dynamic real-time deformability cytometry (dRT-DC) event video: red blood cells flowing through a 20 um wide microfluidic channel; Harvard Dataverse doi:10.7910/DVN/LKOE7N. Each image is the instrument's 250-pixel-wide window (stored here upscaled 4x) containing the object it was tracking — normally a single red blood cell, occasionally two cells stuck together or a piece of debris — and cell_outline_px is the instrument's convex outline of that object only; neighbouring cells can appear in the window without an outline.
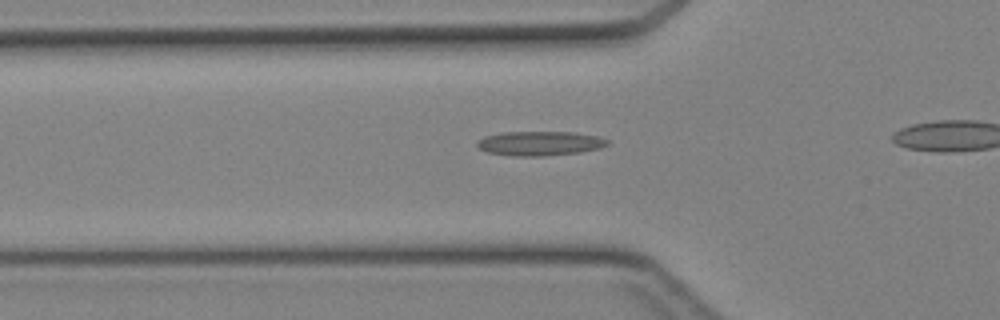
{"species": "Egyptian fruit bat (a non-hibernating species)", "species_latin": "Rousettus aegyptiacus", "temperature_condition": "cold", "stored_images_in_passage": 33, "camera_frame_rate_fps": 3000, "um_per_image_px": 0.085, "animal": {"sex": "female"}, "frame": {"image": 1, "passage_image": 12, "time_ms": 3.667, "image_size_px": [1000, 320], "cell_outline_px": [[608, 144], [600, 148], [580, 152], [544, 156], [512, 156], [488, 152], [480, 148], [476, 144], [476, 140], [484, 136], [500, 132], [576, 132], [600, 136], [608, 140]], "centroid_in_image_um": [45.88, 12.18], "position_along_channel_um": 79.9, "area_um2": 18.67}}
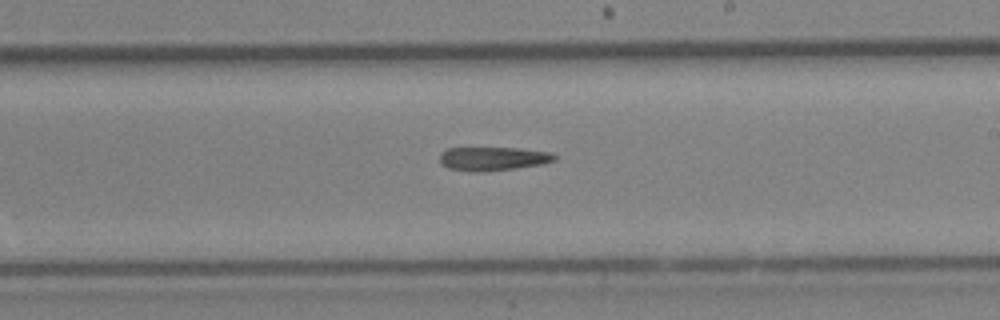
{"frame": {"image": 2, "passage_image": 23, "time_ms": 7.333, "image_size_px": [1000, 320], "cell_outline_px": [[556, 160], [540, 164], [516, 168], [476, 172], [448, 168], [440, 164], [440, 152], [448, 148], [520, 148], [552, 152], [556, 156]], "centroid_in_image_um": [41.89, 13.48], "position_along_channel_um": 247.1, "area_um2": 15.84}}
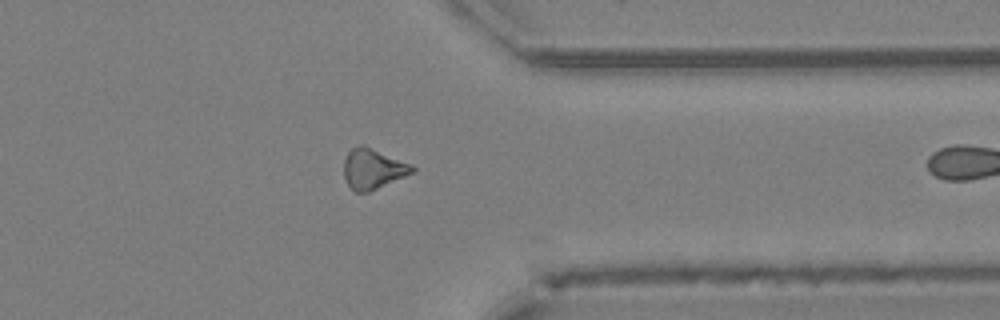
{"frame": {"image": 3, "passage_image": 32, "time_ms": 10.333, "image_size_px": [1000, 320], "cell_outline_px": [[416, 168], [412, 172], [404, 176], [368, 192], [356, 192], [348, 184], [344, 176], [344, 160], [348, 152], [352, 148], [360, 144], [364, 144], [412, 164]], "centroid_in_image_um": [31.69, 14.32], "position_along_channel_um": 379.7, "area_um2": 15.9}}